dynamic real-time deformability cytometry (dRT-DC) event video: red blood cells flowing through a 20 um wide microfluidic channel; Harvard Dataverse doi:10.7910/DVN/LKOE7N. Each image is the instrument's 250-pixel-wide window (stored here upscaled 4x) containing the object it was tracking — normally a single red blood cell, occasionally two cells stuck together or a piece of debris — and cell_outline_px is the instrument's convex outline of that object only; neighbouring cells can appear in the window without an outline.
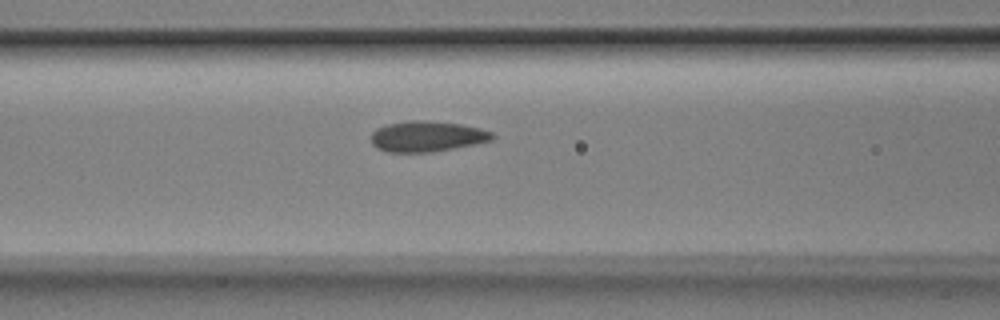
{"species": "Egyptian fruit bat (a non-hibernating species)", "species_latin": "Rousettus aegyptiacus", "temperature_condition": "room temperature", "stored_images_in_passage": 37, "camera_frame_rate_fps": 3000, "um_per_image_px": 0.085, "animal": {"sex": "male"}, "frame": {"image": 1, "passage_image": 17, "time_ms": 5.333, "image_size_px": [1000, 320], "cell_outline_px": [[496, 136], [492, 140], [432, 152], [388, 152], [376, 148], [372, 144], [372, 132], [376, 128], [388, 124], [412, 120], [424, 120], [460, 124], [480, 128], [492, 132]], "centroid_in_image_um": [36.28, 11.59], "position_along_channel_um": 130.3, "area_um2": 21.5}}
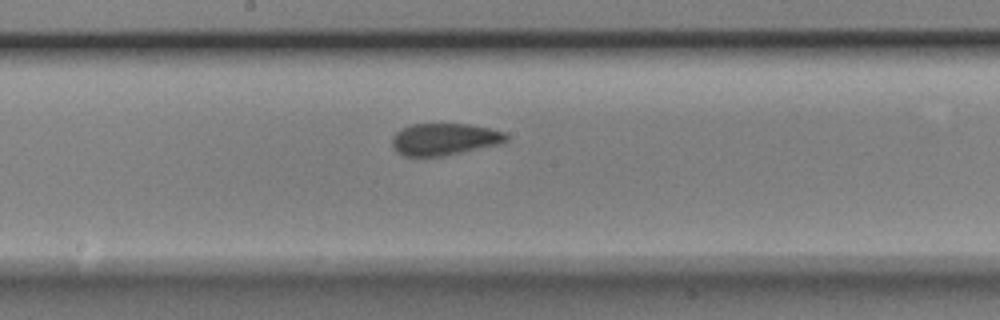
{"frame": {"image": 2, "passage_image": 23, "time_ms": 7.333, "image_size_px": [1000, 320], "cell_outline_px": [[508, 140], [504, 144], [444, 156], [404, 156], [396, 152], [392, 148], [392, 136], [400, 128], [408, 124], [468, 124], [488, 128], [504, 132], [508, 136]], "centroid_in_image_um": [37.77, 11.84], "position_along_channel_um": 210.4, "area_um2": 21.68}}
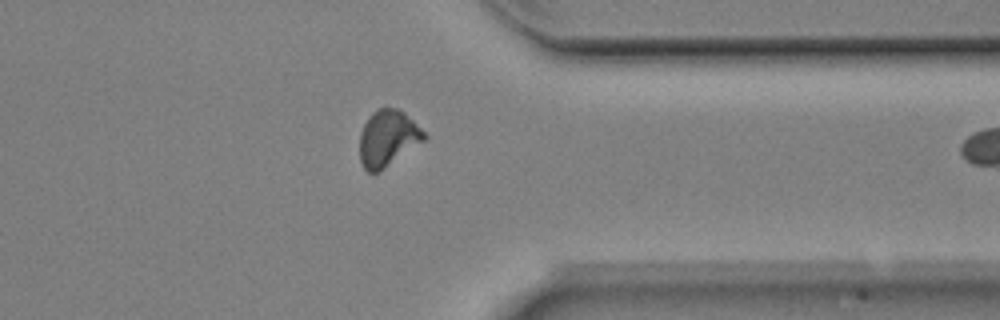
{"frame": {"image": 3, "passage_image": 36, "time_ms": 11.667, "image_size_px": [1000, 320], "cell_outline_px": [[428, 140], [376, 172], [368, 172], [364, 168], [360, 160], [360, 132], [368, 116], [372, 112], [380, 108], [396, 108], [404, 112], [428, 136]], "centroid_in_image_um": [32.98, 11.74], "position_along_channel_um": 378.4, "area_um2": 21.04}}